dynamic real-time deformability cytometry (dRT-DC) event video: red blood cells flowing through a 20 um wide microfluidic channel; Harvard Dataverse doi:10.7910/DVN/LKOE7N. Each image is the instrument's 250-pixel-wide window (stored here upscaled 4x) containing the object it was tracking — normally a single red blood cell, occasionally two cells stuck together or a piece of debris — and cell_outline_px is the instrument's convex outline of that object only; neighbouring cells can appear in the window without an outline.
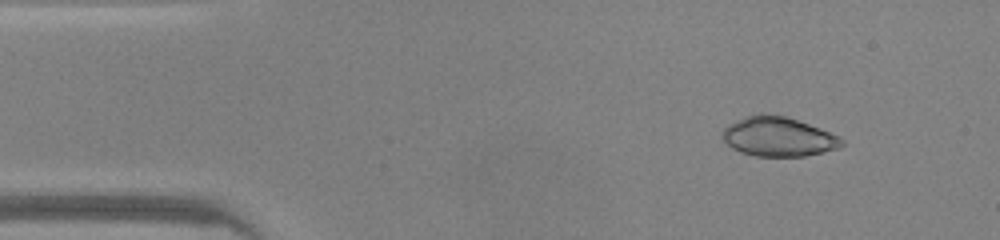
{"species": "common noctule bat (a hibernating species)", "species_latin": "Nyctalus noctula", "temperature_condition": "warm", "stored_images_in_passage": 46, "camera_frame_rate_fps": 3000, "um_per_image_px": 0.085, "animal": {"sex": "male", "body_mass_g": 20.0, "forearm_length_mm": 53.3}, "frame": {"image": 1, "passage_image": 5, "time_ms": 1.333, "image_size_px": [1000, 240], "cell_outline_px": [[844, 144], [840, 148], [804, 156], [756, 156], [740, 152], [732, 148], [720, 136], [720, 132], [728, 124], [748, 116], [760, 112], [784, 116], [820, 128], [840, 136], [844, 140]], "centroid_in_image_um": [66.15, 11.62], "position_along_channel_um": 18.9, "area_um2": 27.46}}
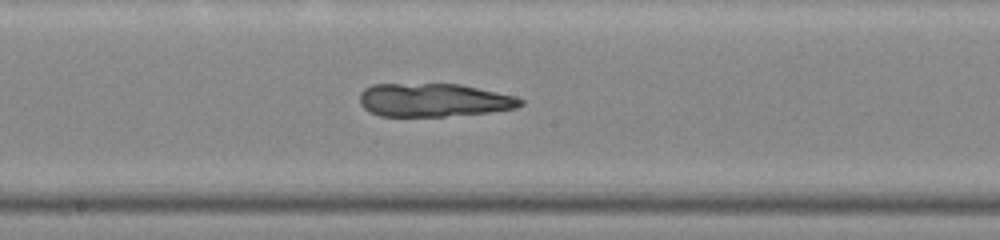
{"frame": {"image": 2, "passage_image": 24, "time_ms": 7.667, "image_size_px": [1000, 240], "cell_outline_px": [[524, 104], [516, 108], [488, 112], [444, 116], [380, 116], [364, 108], [360, 104], [360, 92], [364, 88], [372, 84], [460, 84], [512, 96], [524, 100]], "centroid_in_image_um": [36.82, 8.5], "position_along_channel_um": 211.4, "area_um2": 30.98}}
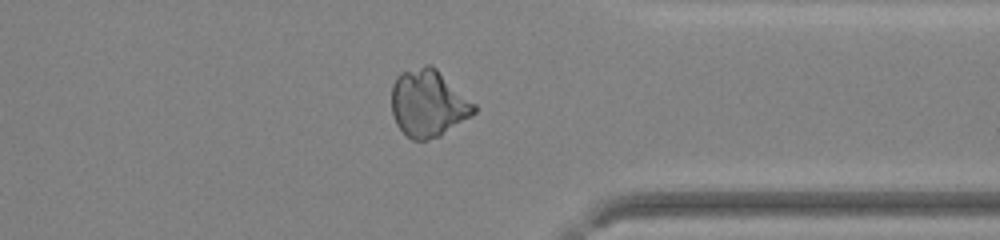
{"frame": {"image": 3, "passage_image": 36, "time_ms": 11.667, "image_size_px": [1000, 240], "cell_outline_px": [[476, 112], [472, 116], [440, 136], [428, 140], [412, 140], [396, 124], [392, 116], [392, 84], [396, 76], [400, 72], [424, 64], [432, 64], [476, 104]], "centroid_in_image_um": [36.4, 8.77], "position_along_channel_um": 375.0, "area_um2": 32.66}}